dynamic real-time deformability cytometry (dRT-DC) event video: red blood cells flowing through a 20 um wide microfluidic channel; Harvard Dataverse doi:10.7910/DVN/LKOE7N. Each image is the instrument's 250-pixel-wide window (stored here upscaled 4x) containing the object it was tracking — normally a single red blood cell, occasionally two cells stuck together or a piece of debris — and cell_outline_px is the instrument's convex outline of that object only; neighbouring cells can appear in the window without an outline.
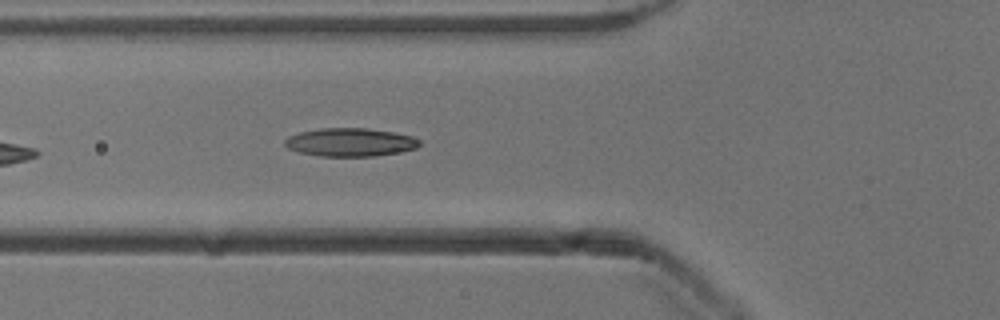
{"species": "common noctule bat (a hibernating species)", "species_latin": "Nyctalus noctula", "temperature_condition": "cold", "stored_images_in_passage": 29, "camera_frame_rate_fps": 3000, "um_per_image_px": 0.085, "animal": {"sex": "male", "body_mass_g": 13.3}, "frame": {"image": 1, "passage_image": 9, "time_ms": 2.667, "image_size_px": [1000, 320], "cell_outline_px": [[420, 144], [416, 148], [376, 156], [320, 156], [300, 152], [288, 148], [284, 144], [284, 140], [288, 136], [300, 132], [320, 128], [368, 128], [392, 132], [412, 136], [420, 140]], "centroid_in_image_um": [29.75, 12.08], "position_along_channel_um": 96.1, "area_um2": 22.08}}